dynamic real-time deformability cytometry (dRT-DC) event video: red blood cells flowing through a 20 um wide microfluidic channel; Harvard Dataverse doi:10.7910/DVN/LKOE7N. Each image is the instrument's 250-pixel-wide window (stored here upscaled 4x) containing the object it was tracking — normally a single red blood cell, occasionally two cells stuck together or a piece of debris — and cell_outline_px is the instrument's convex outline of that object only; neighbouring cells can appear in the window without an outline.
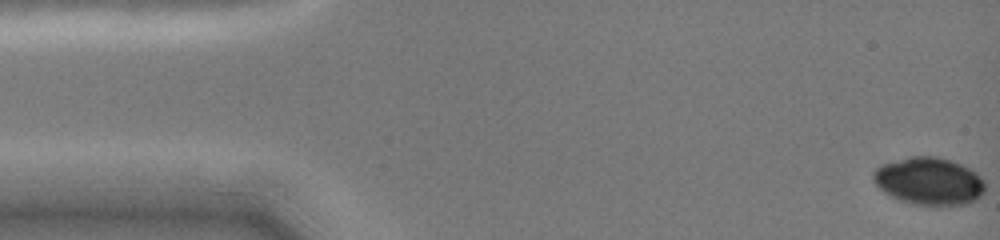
{"species": "common noctule bat (a hibernating species)", "species_latin": "Nyctalus noctula", "temperature_condition": "cold", "stored_images_in_passage": 63, "camera_frame_rate_fps": 3000, "um_per_image_px": 0.085, "animal": {"sex": "female", "body_mass_g": 19.0, "forearm_length_mm": 51.5}, "frame": {"image": 1, "passage_image": 1, "time_ms": 0.0, "image_size_px": [1000, 240], "cell_outline_px": [[984, 192], [976, 200], [968, 204], [940, 208], [928, 208], [912, 204], [900, 200], [884, 192], [876, 184], [872, 176], [872, 172], [880, 164], [908, 156], [936, 156], [952, 160], [976, 172], [984, 180]], "centroid_in_image_um": [78.98, 15.44], "position_along_channel_um": 6.0, "area_um2": 31.91}}
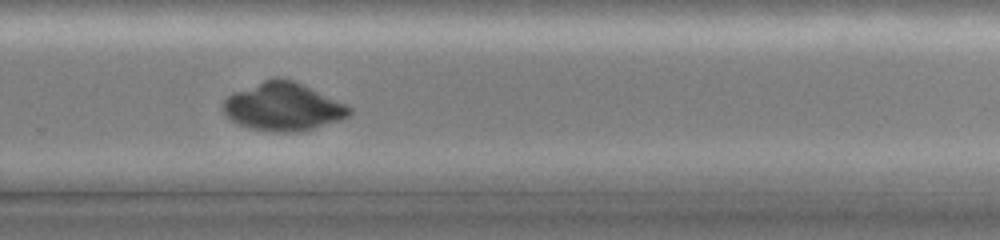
{"frame": {"image": 2, "passage_image": 57, "time_ms": 10.667, "image_size_px": [1000, 240], "cell_outline_px": [[352, 112], [348, 116], [340, 120], [300, 132], [272, 132], [248, 128], [236, 124], [220, 108], [220, 104], [232, 92], [264, 80], [276, 76], [292, 80], [348, 104], [352, 108]], "centroid_in_image_um": [24.04, 9.08], "position_along_channel_um": 305.8, "area_um2": 35.66}}